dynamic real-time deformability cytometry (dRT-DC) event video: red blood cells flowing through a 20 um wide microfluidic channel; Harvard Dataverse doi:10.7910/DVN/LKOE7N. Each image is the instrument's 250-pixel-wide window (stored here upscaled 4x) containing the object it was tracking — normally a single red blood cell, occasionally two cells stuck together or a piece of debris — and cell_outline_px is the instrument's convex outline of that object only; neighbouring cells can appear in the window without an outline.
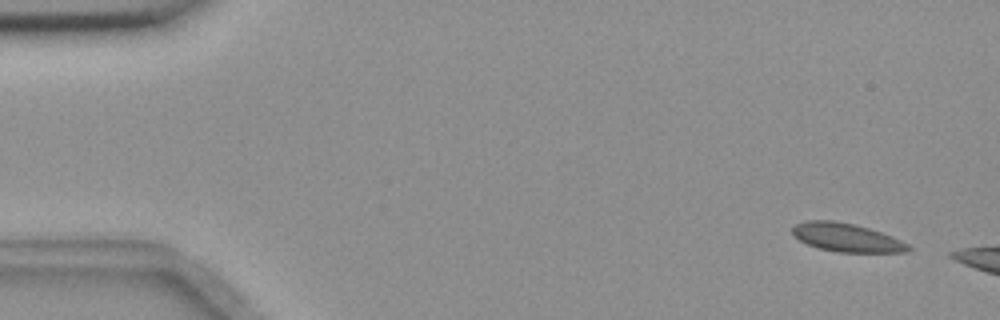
{"species": "common noctule bat (a hibernating species)", "species_latin": "Nyctalus noctula", "temperature_condition": "room temperature", "stored_images_in_passage": 7, "camera_frame_rate_fps": 3000, "um_per_image_px": 0.085, "animal": {"sex": "female", "body_mass_g": 18.4}, "frame": {"image": 1, "passage_image": 1, "time_ms": 0.0, "image_size_px": [1000, 320], "cell_outline_px": [[912, 248], [908, 252], [836, 252], [820, 248], [808, 244], [792, 236], [792, 228], [796, 224], [804, 220], [832, 220], [852, 224], [868, 228], [892, 236], [908, 244]], "centroid_in_image_um": [71.94, 20.19], "position_along_channel_um": 13.1, "area_um2": 19.13}}
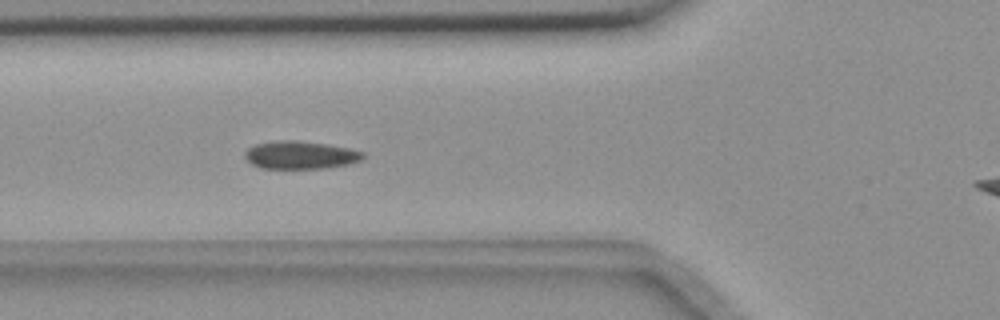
{"frame": {"image": 2, "passage_image": 6, "time_ms": 1.667, "image_size_px": [1000, 320], "cell_outline_px": [[364, 156], [360, 160], [352, 164], [324, 168], [260, 168], [252, 164], [244, 156], [244, 152], [248, 148], [256, 144], [276, 140], [296, 140], [324, 144], [348, 148], [364, 152]], "centroid_in_image_um": [25.52, 13.18], "position_along_channel_um": 100.3, "area_um2": 19.13}}